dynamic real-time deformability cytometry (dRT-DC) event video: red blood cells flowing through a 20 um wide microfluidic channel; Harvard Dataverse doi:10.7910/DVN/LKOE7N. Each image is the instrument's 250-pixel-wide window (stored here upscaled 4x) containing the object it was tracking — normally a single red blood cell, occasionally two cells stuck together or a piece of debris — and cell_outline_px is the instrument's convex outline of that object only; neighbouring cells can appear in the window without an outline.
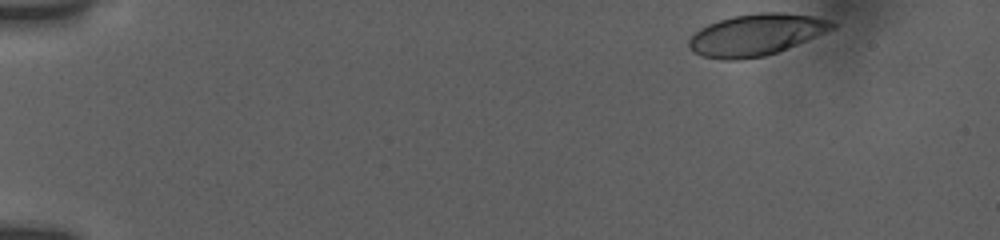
{"species": "human", "species_latin": "Homo sapiens", "temperature_condition": "room temperature", "stored_images_in_passage": 51, "camera_frame_rate_fps": 3000, "um_per_image_px": 0.085, "donor": {"sex": "female"}, "frame": {"image": 1, "passage_image": 1, "time_ms": 0.0, "image_size_px": [1000, 240], "cell_outline_px": [[840, 24], [836, 28], [776, 52], [764, 56], [736, 60], [724, 60], [704, 56], [692, 52], [688, 48], [688, 40], [700, 28], [708, 24], [732, 16], [760, 12], [780, 12], [812, 16], [828, 20]], "centroid_in_image_um": [64.25, 2.95], "position_along_channel_um": 20.7, "area_um2": 34.51}}
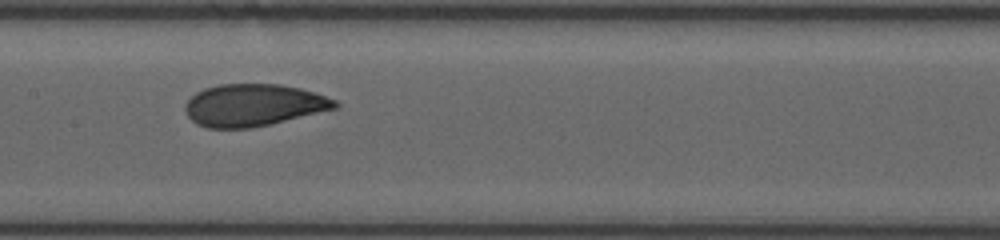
{"frame": {"image": 2, "passage_image": 27, "time_ms": 7.667, "image_size_px": [1000, 240], "cell_outline_px": [[340, 108], [252, 128], [208, 128], [196, 124], [188, 116], [184, 108], [184, 104], [196, 92], [204, 88], [220, 84], [280, 84], [300, 88], [336, 100], [340, 104]], "centroid_in_image_um": [21.55, 8.94], "position_along_channel_um": 185.8, "area_um2": 36.93}}
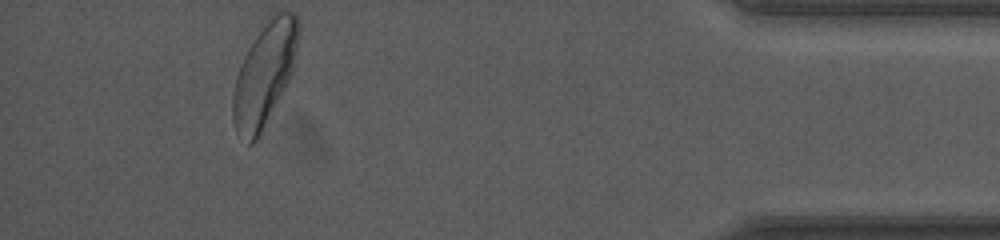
{"frame": {"image": 3, "passage_image": 50, "time_ms": 15.0, "image_size_px": [1000, 240], "cell_outline_px": [[300, 32], [292, 72], [288, 80], [256, 140], [252, 144], [248, 144], [236, 132], [232, 120], [232, 96], [236, 76], [244, 56], [248, 48], [256, 36], [280, 12], [296, 12], [300, 24]], "centroid_in_image_um": [22.47, 6.35], "position_along_channel_um": 412.7, "area_um2": 38.21}, "authors_computed_cell_mechanics": {"area_um2": 36.8764, "velocity_mm_per_s": 3.7603, "shape_relaxation_time_tau1_ms": 4.2775, "shape_relaxation_time_tau2_ms": 0.882, "deformation_change_tau1": 0.1485, "deformation_change_tau2": 0.0675}}